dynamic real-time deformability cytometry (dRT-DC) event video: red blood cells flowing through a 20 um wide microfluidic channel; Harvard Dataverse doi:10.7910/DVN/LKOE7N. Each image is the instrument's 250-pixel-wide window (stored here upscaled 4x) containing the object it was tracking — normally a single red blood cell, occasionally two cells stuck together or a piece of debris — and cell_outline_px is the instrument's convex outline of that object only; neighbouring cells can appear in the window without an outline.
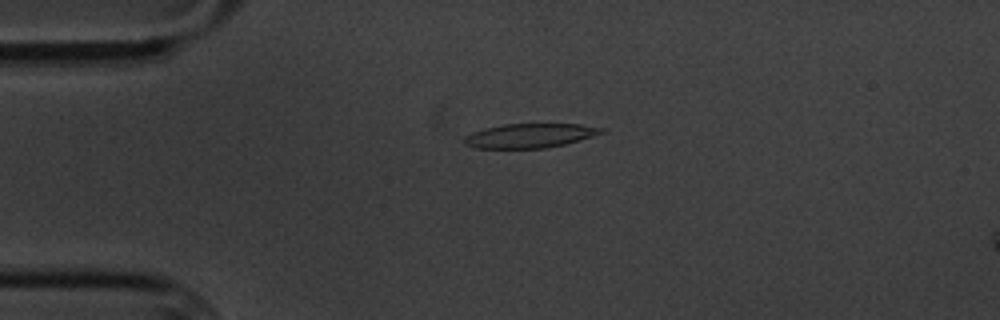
{"species": "common noctule bat (a hibernating species)", "species_latin": "Nyctalus noctula", "temperature_condition": "cold", "stored_images_in_passage": 3, "camera_frame_rate_fps": 3000, "um_per_image_px": 0.085, "animal": {"sex": "male", "body_mass_g": 20.1, "forearm_length_mm": 53.5}, "frame": {"image": 1, "passage_image": 1, "time_ms": 0.0, "image_size_px": [1000, 320], "cell_outline_px": [[604, 132], [580, 140], [564, 144], [544, 148], [476, 148], [464, 144], [464, 136], [472, 132], [484, 128], [504, 124], [580, 124], [604, 128]], "centroid_in_image_um": [45.01, 11.53], "position_along_channel_um": 40.0, "area_um2": 19.31}}
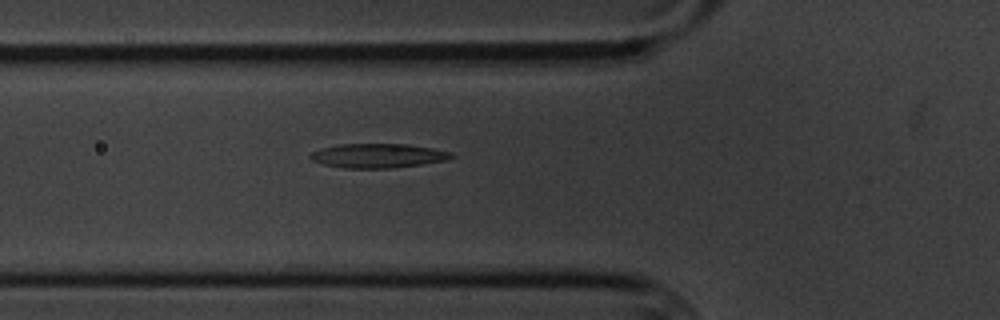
{"frame": {"image": 2, "passage_image": 3, "time_ms": 2.333, "image_size_px": [1000, 320], "cell_outline_px": [[456, 156], [448, 160], [392, 168], [344, 168], [324, 164], [312, 160], [308, 156], [312, 152], [320, 148], [340, 144], [408, 144], [432, 148], [452, 152]], "centroid_in_image_um": [32.14, 13.23], "position_along_channel_um": 93.7, "area_um2": 19.94}}